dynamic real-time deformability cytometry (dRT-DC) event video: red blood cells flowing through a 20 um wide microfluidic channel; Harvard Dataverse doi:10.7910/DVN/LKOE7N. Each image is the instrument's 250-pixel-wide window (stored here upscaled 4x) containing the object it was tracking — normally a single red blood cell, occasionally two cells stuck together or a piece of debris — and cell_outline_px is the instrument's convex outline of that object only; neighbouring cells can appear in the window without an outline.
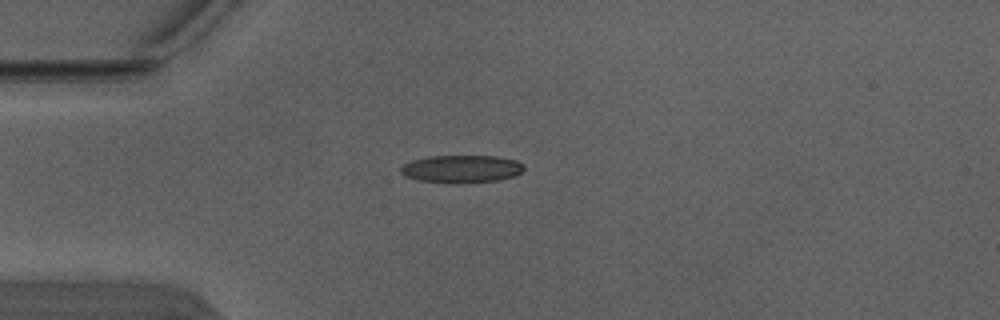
{"species": "Egyptian fruit bat (a non-hibernating species)", "species_latin": "Rousettus aegyptiacus", "temperature_condition": "warm", "stored_images_in_passage": 4, "camera_frame_rate_fps": 3000, "um_per_image_px": 0.085, "animal": {"sex": "male"}, "frame": {"image": 1, "passage_image": 4, "time_ms": 1.0, "image_size_px": [1000, 320], "cell_outline_px": [[524, 168], [516, 176], [500, 180], [460, 184], [452, 184], [416, 180], [404, 176], [400, 172], [400, 168], [404, 164], [412, 160], [432, 156], [496, 156], [516, 160], [524, 164]], "centroid_in_image_um": [39.23, 14.38], "position_along_channel_um": 45.8, "area_um2": 20.23}}